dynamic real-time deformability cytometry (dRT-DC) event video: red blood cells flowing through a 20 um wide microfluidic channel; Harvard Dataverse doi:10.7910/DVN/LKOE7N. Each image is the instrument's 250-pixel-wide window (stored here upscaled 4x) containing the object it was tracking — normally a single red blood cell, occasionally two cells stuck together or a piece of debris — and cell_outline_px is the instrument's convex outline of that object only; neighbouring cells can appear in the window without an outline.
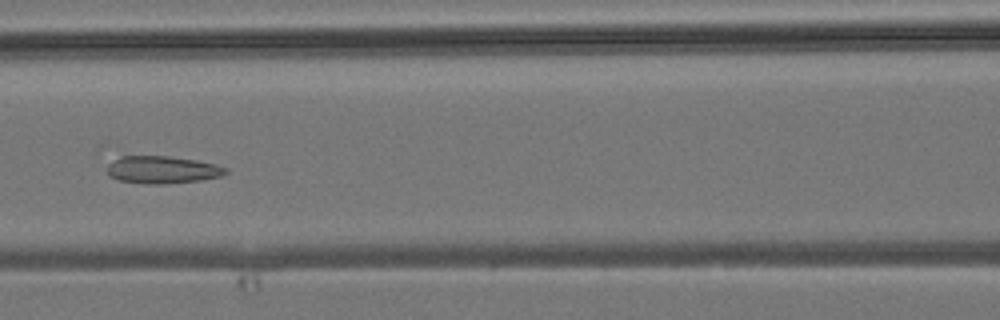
{"species": "common noctule bat (a hibernating species)", "species_latin": "Nyctalus noctula", "temperature_condition": "room temperature", "stored_images_in_passage": 6, "camera_frame_rate_fps": 3000, "um_per_image_px": 0.085, "animal": {"sex": "male", "body_mass_g": 19.2, "forearm_length_mm": 51.8}, "frame": {"image": 1, "passage_image": 6, "time_ms": 5.667, "image_size_px": [1000, 320], "cell_outline_px": [[228, 172], [220, 176], [200, 180], [160, 184], [148, 184], [120, 180], [108, 176], [108, 164], [120, 156], [168, 156], [196, 160], [216, 164], [228, 168]], "centroid_in_image_um": [13.8, 14.42], "position_along_channel_um": 152.8, "area_um2": 18.84}}